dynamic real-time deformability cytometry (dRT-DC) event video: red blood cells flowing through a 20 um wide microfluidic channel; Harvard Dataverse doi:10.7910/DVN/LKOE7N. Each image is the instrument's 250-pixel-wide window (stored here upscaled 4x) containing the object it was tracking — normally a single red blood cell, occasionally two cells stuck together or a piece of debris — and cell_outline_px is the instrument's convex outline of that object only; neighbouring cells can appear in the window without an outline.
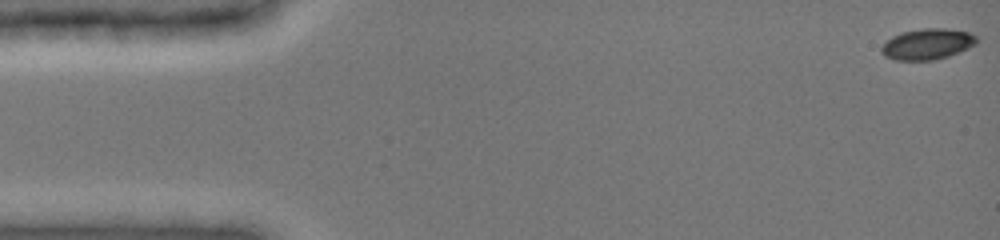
{"species": "common noctule bat (a hibernating species)", "species_latin": "Nyctalus noctula", "temperature_condition": "cold", "stored_images_in_passage": 18, "camera_frame_rate_fps": 3000, "um_per_image_px": 0.085, "animal": {"sex": "female", "body_mass_g": 19.0, "forearm_length_mm": 51.5}, "frame": {"image": 1, "passage_image": 1, "time_ms": 0.0, "image_size_px": [1000, 240], "cell_outline_px": [[976, 44], [960, 52], [948, 56], [932, 60], [896, 60], [884, 56], [880, 52], [880, 48], [892, 36], [900, 32], [920, 28], [948, 28], [968, 32], [976, 36]], "centroid_in_image_um": [78.81, 3.74], "position_along_channel_um": 6.2, "area_um2": 17.22}}
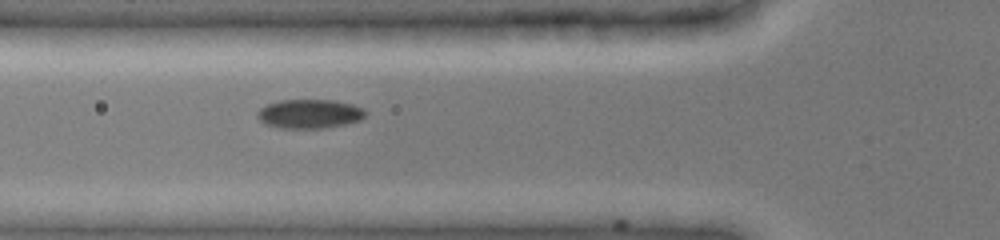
{"frame": {"image": 2, "passage_image": 15, "time_ms": 5.667, "image_size_px": [1000, 240], "cell_outline_px": [[368, 112], [360, 120], [344, 124], [324, 128], [280, 128], [264, 124], [256, 116], [256, 112], [260, 108], [268, 104], [280, 100], [336, 100], [352, 104], [364, 108]], "centroid_in_image_um": [26.31, 9.67], "position_along_channel_um": 99.5, "area_um2": 18.44}}
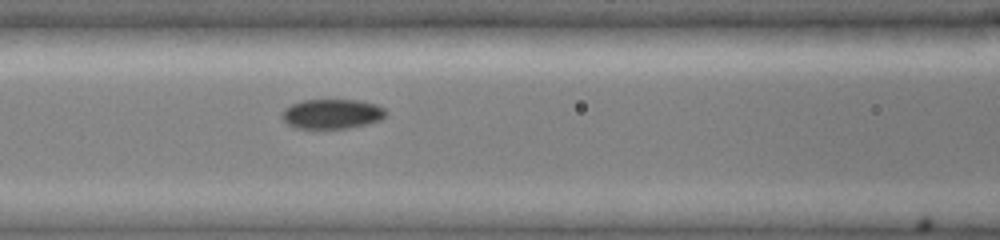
{"frame": {"image": 3, "passage_image": 18, "time_ms": 6.667, "image_size_px": [1000, 240], "cell_outline_px": [[388, 112], [380, 120], [368, 124], [348, 128], [296, 128], [288, 124], [280, 116], [280, 112], [284, 108], [292, 104], [304, 100], [360, 100], [376, 104], [384, 108]], "centroid_in_image_um": [28.21, 9.68], "position_along_channel_um": 138.4, "area_um2": 18.09}}